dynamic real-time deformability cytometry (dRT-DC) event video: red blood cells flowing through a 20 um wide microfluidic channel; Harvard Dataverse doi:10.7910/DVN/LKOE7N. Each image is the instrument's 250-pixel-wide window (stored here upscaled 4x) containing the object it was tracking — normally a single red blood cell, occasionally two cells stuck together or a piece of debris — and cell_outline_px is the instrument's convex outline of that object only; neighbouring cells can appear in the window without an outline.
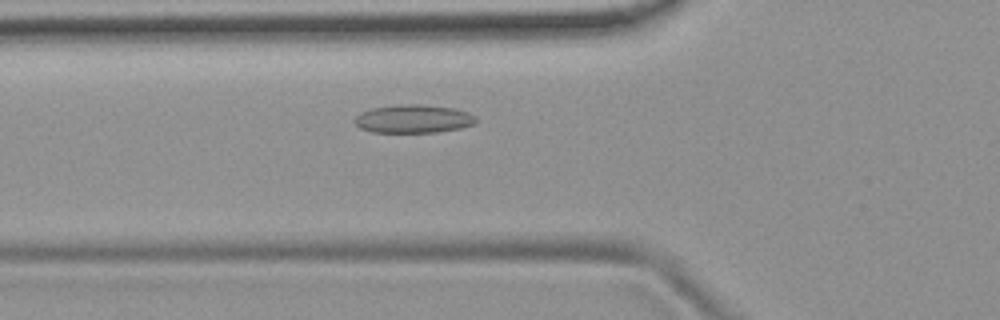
{"species": "common noctule bat (a hibernating species)", "species_latin": "Nyctalus noctula", "temperature_condition": "room temperature", "stored_images_in_passage": 45, "camera_frame_rate_fps": 3000, "um_per_image_px": 0.085, "animal": {"sex": "female", "body_mass_g": 19.9}, "frame": {"image": 1, "passage_image": 11, "time_ms": 3.333, "image_size_px": [1000, 320], "cell_outline_px": [[476, 124], [460, 128], [436, 132], [372, 132], [360, 128], [352, 120], [360, 112], [372, 108], [400, 104], [424, 104], [452, 108], [468, 112], [476, 116]], "centroid_in_image_um": [35.13, 10.1], "position_along_channel_um": 90.7, "area_um2": 20.11}}
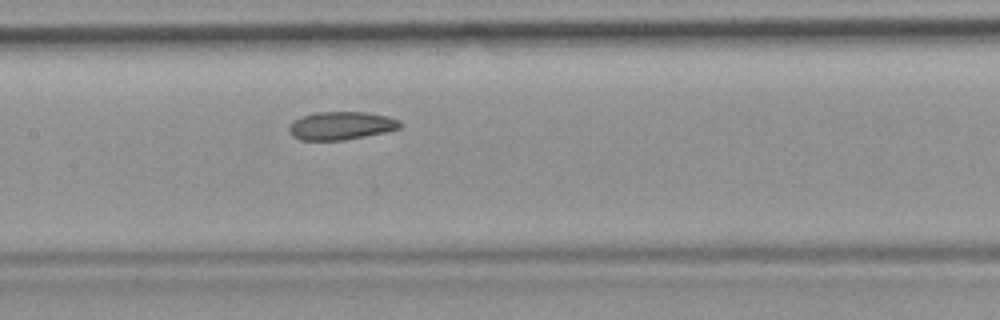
{"frame": {"image": 2, "passage_image": 18, "time_ms": 5.667, "image_size_px": [1000, 320], "cell_outline_px": [[400, 128], [384, 132], [344, 140], [300, 140], [292, 136], [288, 132], [288, 128], [292, 120], [316, 112], [364, 112], [388, 116], [400, 120]], "centroid_in_image_um": [28.95, 10.68], "position_along_channel_um": 178.4, "area_um2": 18.15}}
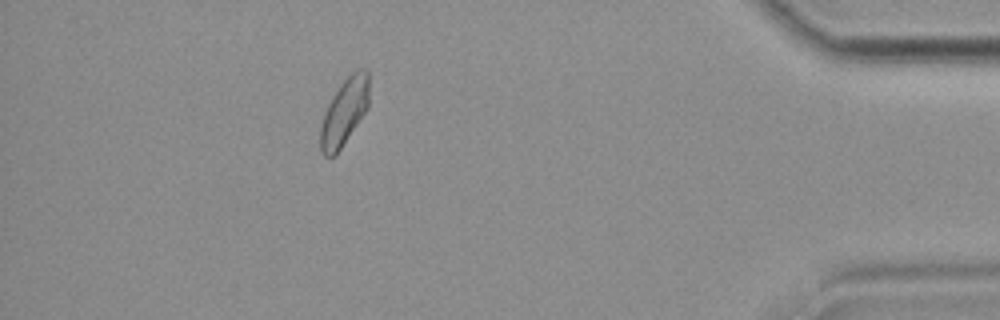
{"frame": {"image": 3, "passage_image": 40, "time_ms": 13.0, "image_size_px": [1000, 320], "cell_outline_px": [[368, 108], [336, 156], [324, 156], [320, 152], [320, 128], [324, 112], [332, 96], [340, 84], [356, 68], [368, 68]], "centroid_in_image_um": [29.26, 9.52], "position_along_channel_um": 405.9, "area_um2": 19.13}, "authors_computed_cell_mechanics": {"area_um2": 18.9584, "velocity_mm_per_s": 3.7484, "shape_relaxation_time_tau1_ms": null, "shape_relaxation_time_tau2_ms": 2.8266, "deformation_change_tau1": null, "deformation_change_tau2": 0.0731}}